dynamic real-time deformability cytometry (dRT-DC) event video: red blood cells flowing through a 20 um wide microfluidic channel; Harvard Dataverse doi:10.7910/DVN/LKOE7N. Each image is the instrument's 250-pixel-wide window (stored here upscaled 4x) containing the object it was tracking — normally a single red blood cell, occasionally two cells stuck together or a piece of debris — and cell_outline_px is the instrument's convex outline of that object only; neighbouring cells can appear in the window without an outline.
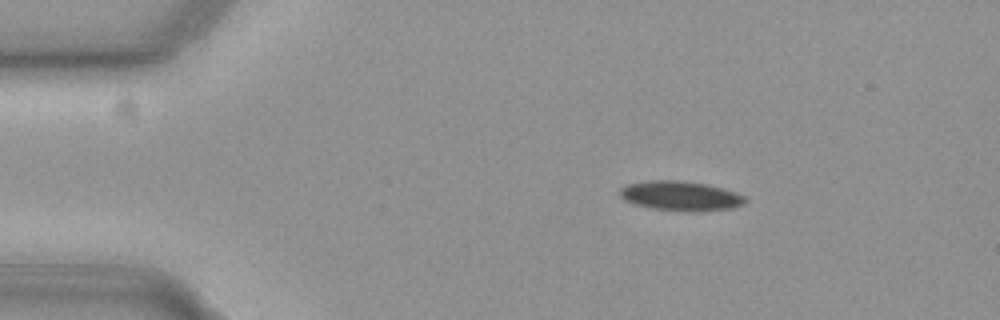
{"species": "common noctule bat (a hibernating species)", "species_latin": "Nyctalus noctula", "temperature_condition": "cold", "stored_images_in_passage": 47, "camera_frame_rate_fps": 3000, "um_per_image_px": 0.085, "animal": {"sex": "female", "body_mass_g": 19.3, "forearm_length_mm": 54.1}, "frame": {"image": 1, "passage_image": 1, "time_ms": 0.0, "image_size_px": [1000, 320], "cell_outline_px": [[748, 200], [744, 204], [732, 208], [692, 212], [652, 208], [636, 204], [624, 200], [620, 196], [620, 188], [628, 184], [648, 180], [676, 180], [704, 184], [736, 192], [744, 196]], "centroid_in_image_um": [57.85, 16.65], "position_along_channel_um": 27.2, "area_um2": 21.44}}
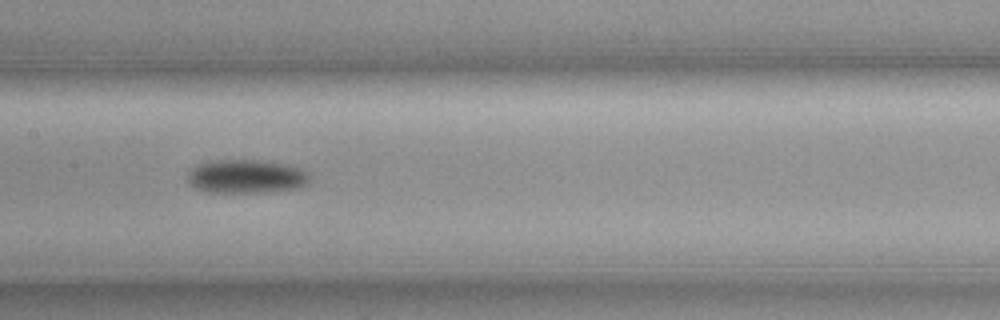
{"frame": {"image": 2, "passage_image": 19, "time_ms": 6.0, "image_size_px": [1000, 320], "cell_outline_px": [[308, 180], [304, 184], [296, 188], [272, 192], [204, 192], [188, 184], [188, 172], [192, 168], [208, 160], [260, 160], [284, 164], [300, 168], [308, 176]], "centroid_in_image_um": [20.85, 15.0], "position_along_channel_um": 186.5, "area_um2": 23.81}}
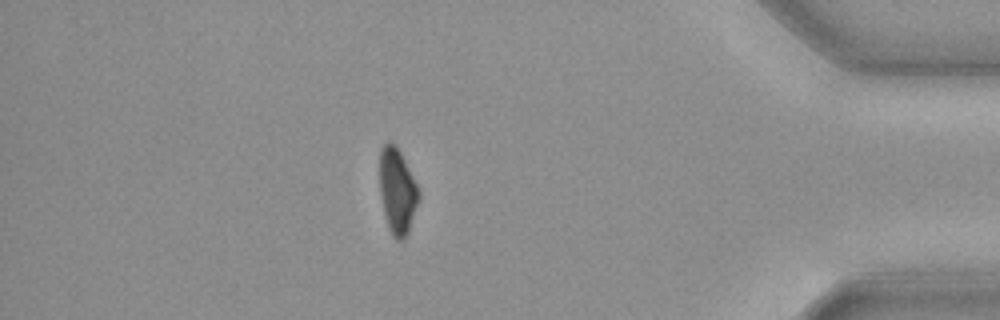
{"frame": {"image": 3, "passage_image": 40, "time_ms": 13.0, "image_size_px": [1000, 320], "cell_outline_px": [[420, 196], [408, 232], [404, 240], [396, 240], [392, 236], [388, 228], [384, 216], [380, 196], [380, 148], [388, 140], [396, 144], [420, 192]], "centroid_in_image_um": [33.75, 16.25], "position_along_channel_um": 401.5, "area_um2": 19.54}, "authors_computed_cell_mechanics": {"area_um2": 21.7906, "velocity_mm_per_s": 3.7103, "shape_relaxation_time_tau1_ms": 6.2305, "shape_relaxation_time_tau2_ms": null, "deformation_change_tau1": 0.1325, "deformation_change_tau2": null}}